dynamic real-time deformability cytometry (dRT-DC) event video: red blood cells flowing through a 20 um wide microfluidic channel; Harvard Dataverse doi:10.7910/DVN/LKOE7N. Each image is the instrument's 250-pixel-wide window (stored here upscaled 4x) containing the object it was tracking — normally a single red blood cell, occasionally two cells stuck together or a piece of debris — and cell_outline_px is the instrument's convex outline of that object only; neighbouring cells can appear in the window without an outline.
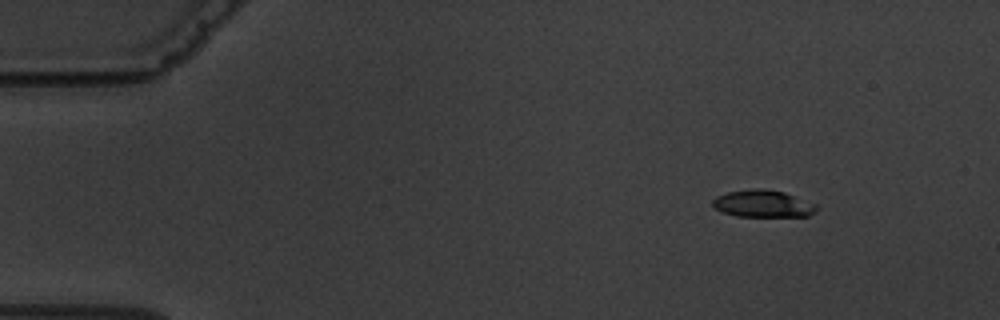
{"species": "common noctule bat (a hibernating species)", "species_latin": "Nyctalus noctula", "temperature_condition": "warm", "stored_images_in_passage": 5, "camera_frame_rate_fps": 3000, "um_per_image_px": 0.085, "animal": {"sex": "male", "body_mass_g": 19.5, "forearm_length_mm": 54.6}, "frame": {"image": 1, "passage_image": 1, "time_ms": 0.0, "image_size_px": [1000, 320], "cell_outline_px": [[816, 212], [808, 216], [736, 216], [724, 212], [716, 208], [712, 204], [712, 200], [716, 196], [728, 192], [756, 188], [764, 188], [784, 192], [816, 204]], "centroid_in_image_um": [64.85, 17.31], "position_along_channel_um": 20.1, "area_um2": 16.3}}
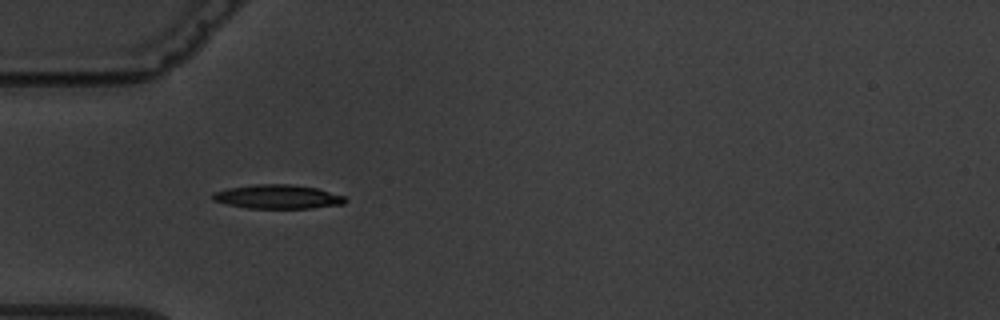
{"frame": {"image": 2, "passage_image": 4, "time_ms": 3.667, "image_size_px": [1000, 320], "cell_outline_px": [[348, 200], [344, 204], [312, 208], [248, 208], [228, 204], [212, 200], [212, 192], [228, 188], [256, 184], [292, 184], [316, 188], [344, 196]], "centroid_in_image_um": [23.6, 16.72], "position_along_channel_um": 61.4, "area_um2": 18.5}}
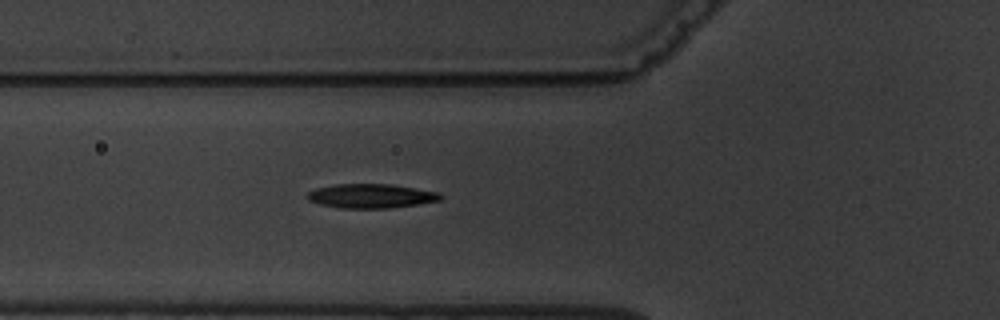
{"frame": {"image": 3, "passage_image": 5, "time_ms": 4.667, "image_size_px": [1000, 320], "cell_outline_px": [[444, 196], [440, 200], [416, 204], [388, 208], [340, 208], [320, 204], [308, 200], [304, 196], [308, 192], [316, 188], [332, 184], [392, 184], [440, 192]], "centroid_in_image_um": [31.52, 16.65], "position_along_channel_um": 94.3, "area_um2": 18.9}}